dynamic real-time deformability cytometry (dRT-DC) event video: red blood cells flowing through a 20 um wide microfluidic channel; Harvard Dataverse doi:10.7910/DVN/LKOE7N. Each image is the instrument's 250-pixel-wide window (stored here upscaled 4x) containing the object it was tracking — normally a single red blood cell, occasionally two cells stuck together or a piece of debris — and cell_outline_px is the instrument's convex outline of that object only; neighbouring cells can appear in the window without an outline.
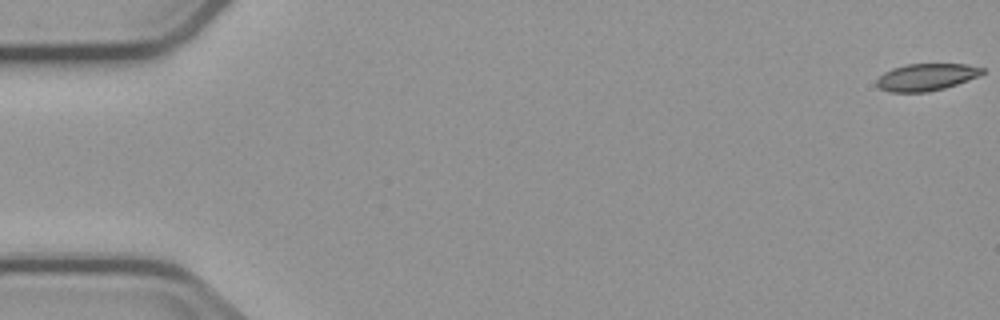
{"species": "common noctule bat (a hibernating species)", "species_latin": "Nyctalus noctula", "temperature_condition": "cold", "stored_images_in_passage": 6, "camera_frame_rate_fps": 3000, "um_per_image_px": 0.085, "animal": {"sex": "male", "body_mass_g": 23.1, "forearm_length_mm": 52.7}, "frame": {"image": 1, "passage_image": 1, "time_ms": 0.0, "image_size_px": [1000, 320], "cell_outline_px": [[984, 72], [980, 76], [944, 88], [928, 92], [888, 92], [880, 88], [876, 84], [876, 80], [884, 72], [892, 68], [908, 64], [968, 64], [984, 68]], "centroid_in_image_um": [78.74, 6.55], "position_along_channel_um": 6.3, "area_um2": 16.7}}
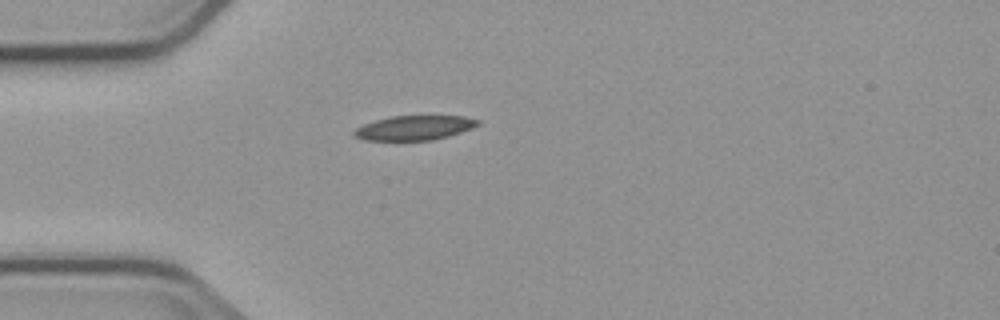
{"frame": {"image": 2, "passage_image": 5, "time_ms": 5.0, "image_size_px": [1000, 320], "cell_outline_px": [[480, 124], [472, 128], [448, 136], [432, 140], [364, 140], [356, 136], [352, 132], [356, 128], [364, 124], [376, 120], [392, 116], [464, 116], [480, 120]], "centroid_in_image_um": [35.24, 10.86], "position_along_channel_um": 49.8, "area_um2": 17.51}}